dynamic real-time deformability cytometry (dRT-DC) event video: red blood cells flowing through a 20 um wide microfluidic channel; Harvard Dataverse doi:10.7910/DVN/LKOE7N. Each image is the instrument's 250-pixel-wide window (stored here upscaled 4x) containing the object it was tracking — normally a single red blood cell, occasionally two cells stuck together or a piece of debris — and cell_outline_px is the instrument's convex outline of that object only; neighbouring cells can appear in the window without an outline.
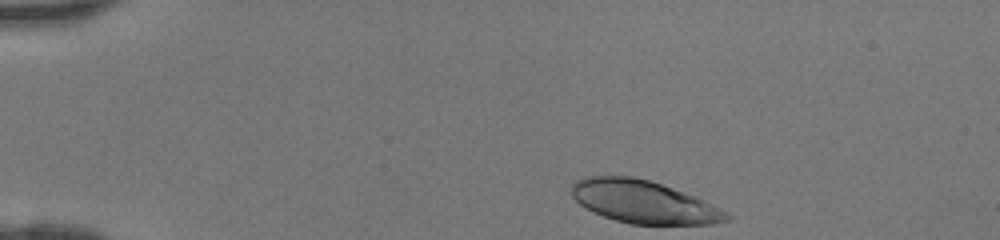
{"species": "human", "species_latin": "Homo sapiens", "temperature_condition": "room temperature", "stored_images_in_passage": 38, "camera_frame_rate_fps": 3000, "um_per_image_px": 0.085, "donor": {"sex": "female"}, "frame": {"image": 1, "passage_image": 1, "time_ms": 0.0, "image_size_px": [1000, 240], "cell_outline_px": [[732, 216], [728, 220], [712, 224], [632, 224], [616, 220], [604, 216], [580, 204], [572, 196], [572, 184], [576, 180], [584, 176], [632, 176], [648, 180], [672, 188], [704, 200], [728, 212]], "centroid_in_image_um": [54.72, 17.15], "position_along_channel_um": 30.3, "area_um2": 38.15}}
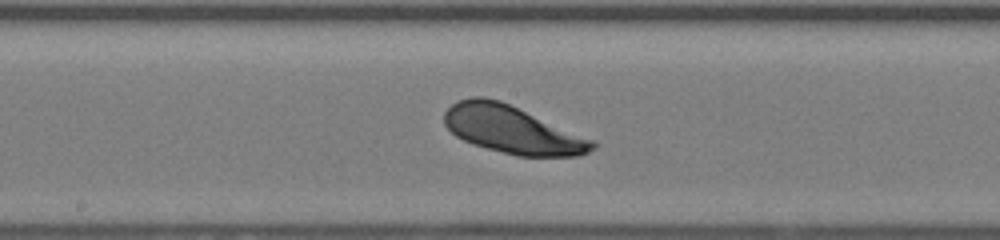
{"frame": {"image": 2, "passage_image": 18, "time_ms": 5.667, "image_size_px": [1000, 240], "cell_outline_px": [[596, 148], [580, 156], [516, 156], [472, 144], [456, 136], [444, 124], [444, 112], [452, 104], [460, 100], [472, 96], [484, 96], [500, 100], [596, 140]], "centroid_in_image_um": [43.57, 11.02], "position_along_channel_um": 204.6, "area_um2": 41.33}}
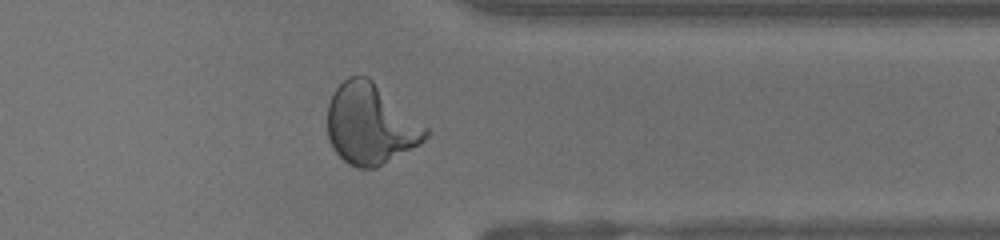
{"frame": {"image": 3, "passage_image": 30, "time_ms": 9.667, "image_size_px": [1000, 240], "cell_outline_px": [[428, 136], [420, 144], [376, 168], [360, 168], [348, 164], [332, 148], [328, 136], [328, 104], [332, 92], [348, 76], [368, 76], [428, 128]], "centroid_in_image_um": [31.48, 10.55], "position_along_channel_um": 379.9, "area_um2": 45.89}}